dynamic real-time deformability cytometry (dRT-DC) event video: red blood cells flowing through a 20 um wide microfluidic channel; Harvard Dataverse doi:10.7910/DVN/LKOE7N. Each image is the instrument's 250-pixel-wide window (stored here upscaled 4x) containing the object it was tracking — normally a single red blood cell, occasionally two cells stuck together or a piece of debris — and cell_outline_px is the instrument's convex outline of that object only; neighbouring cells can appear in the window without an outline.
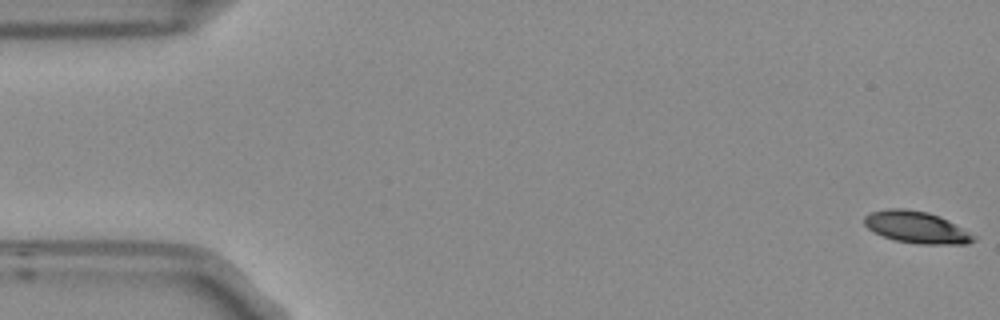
{"species": "Egyptian fruit bat (a non-hibernating species)", "species_latin": "Rousettus aegyptiacus", "temperature_condition": "room temperature", "stored_images_in_passage": 5, "camera_frame_rate_fps": 3000, "um_per_image_px": 0.085, "frame": {"image": 1, "passage_image": 1, "time_ms": 0.0, "image_size_px": [1000, 320], "cell_outline_px": [[976, 240], [964, 244], [916, 244], [896, 240], [884, 236], [868, 228], [864, 224], [864, 216], [872, 212], [888, 208], [904, 208], [928, 212], [940, 216], [948, 220], [976, 236]], "centroid_in_image_um": [77.91, 19.31], "position_along_channel_um": 7.1, "area_um2": 20.17}}
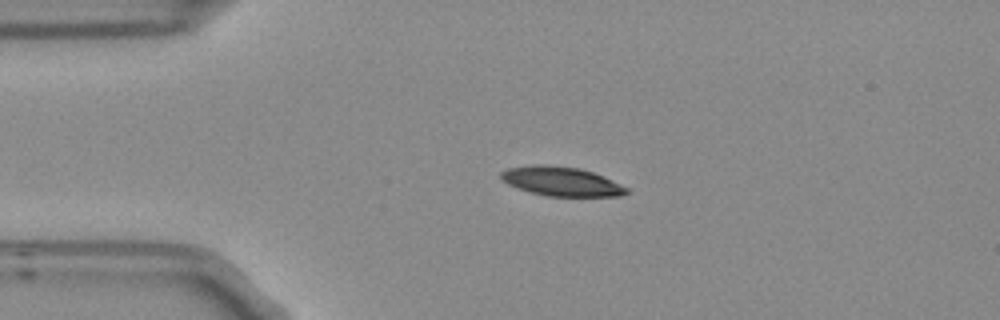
{"frame": {"image": 2, "passage_image": 4, "time_ms": 1.0, "image_size_px": [1000, 320], "cell_outline_px": [[628, 192], [620, 196], [544, 196], [508, 184], [500, 176], [500, 172], [508, 168], [536, 164], [548, 164], [580, 168], [592, 172], [628, 188]], "centroid_in_image_um": [47.69, 15.41], "position_along_channel_um": 37.3, "area_um2": 21.1}}